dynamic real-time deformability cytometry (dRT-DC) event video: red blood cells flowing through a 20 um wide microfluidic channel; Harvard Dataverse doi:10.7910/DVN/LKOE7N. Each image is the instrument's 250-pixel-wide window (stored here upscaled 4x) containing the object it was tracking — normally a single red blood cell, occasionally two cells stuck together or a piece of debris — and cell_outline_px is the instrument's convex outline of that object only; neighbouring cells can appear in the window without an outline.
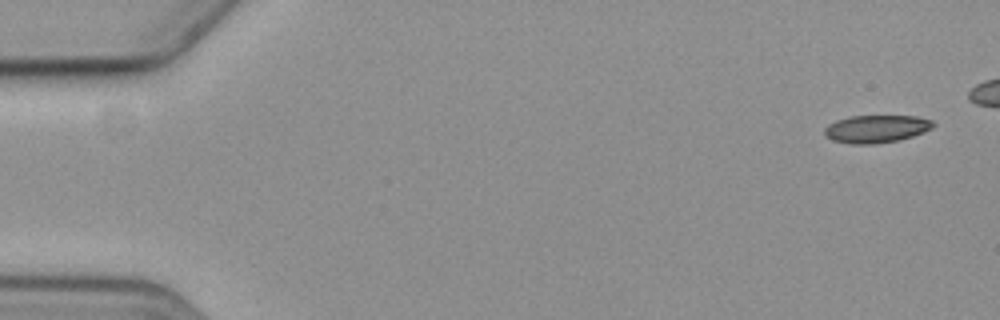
{"species": "common noctule bat (a hibernating species)", "species_latin": "Nyctalus noctula", "temperature_condition": "cold", "stored_images_in_passage": 12, "camera_frame_rate_fps": 3000, "um_per_image_px": 0.085, "animal": {"sex": "female", "body_mass_g": 19.3, "forearm_length_mm": 54.1}, "frame": {"image": 1, "passage_image": 1, "time_ms": 0.0, "image_size_px": [1000, 320], "cell_outline_px": [[936, 124], [932, 128], [924, 132], [900, 140], [876, 144], [852, 144], [832, 140], [824, 136], [824, 128], [828, 124], [836, 120], [848, 116], [916, 116], [932, 120]], "centroid_in_image_um": [74.47, 10.95], "position_along_channel_um": 10.5, "area_um2": 17.74}}
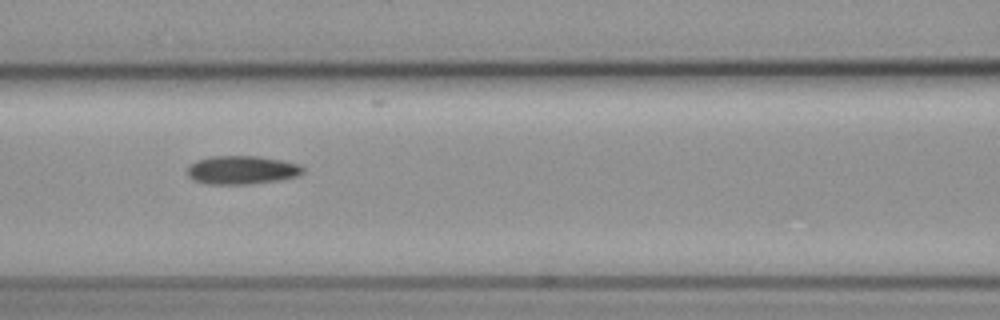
{"frame": {"image": 2, "passage_image": 7, "time_ms": 7.667, "image_size_px": [1000, 320], "cell_outline_px": [[304, 172], [296, 176], [276, 180], [244, 184], [208, 184], [196, 180], [188, 176], [188, 168], [196, 160], [208, 156], [260, 156], [284, 160], [300, 164], [304, 168]], "centroid_in_image_um": [20.58, 14.43], "position_along_channel_um": 146.0, "area_um2": 19.07}}
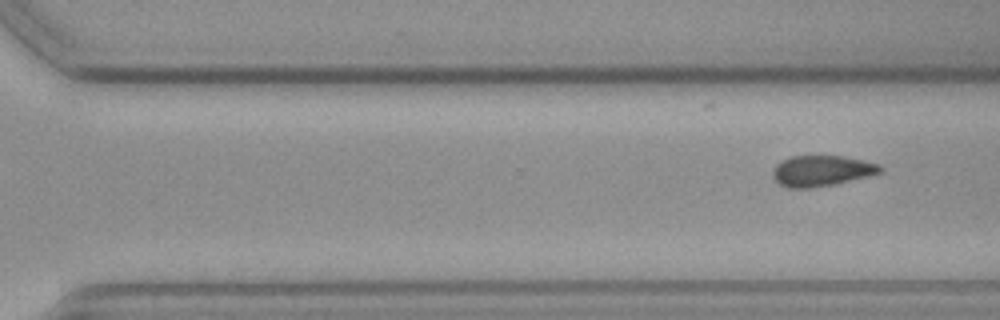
{"frame": {"image": 3, "passage_image": 12, "time_ms": 14.333, "image_size_px": [1000, 320], "cell_outline_px": [[884, 168], [880, 172], [868, 176], [836, 184], [812, 188], [788, 188], [776, 184], [772, 176], [772, 168], [780, 160], [792, 156], [844, 156], [864, 160], [880, 164]], "centroid_in_image_um": [69.79, 14.52], "position_along_channel_um": 300.8, "area_um2": 19.65}}